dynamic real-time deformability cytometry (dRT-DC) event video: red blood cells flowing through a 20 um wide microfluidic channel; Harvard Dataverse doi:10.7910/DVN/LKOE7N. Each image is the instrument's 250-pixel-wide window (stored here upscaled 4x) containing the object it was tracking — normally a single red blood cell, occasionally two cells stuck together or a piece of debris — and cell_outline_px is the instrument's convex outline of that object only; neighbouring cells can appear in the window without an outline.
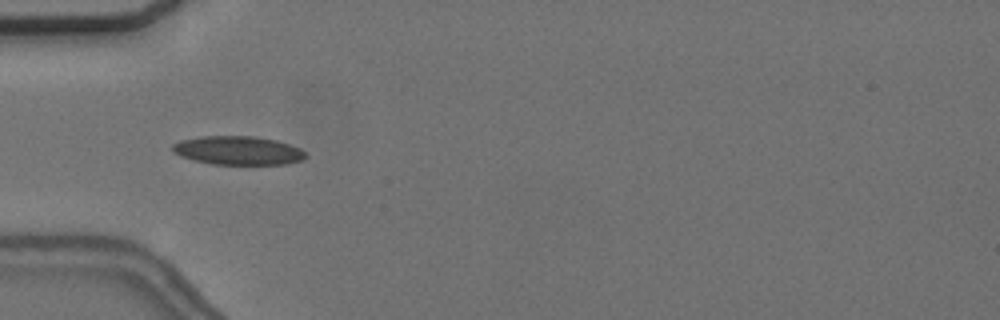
{"species": "common noctule bat (a hibernating species)", "species_latin": "Nyctalus noctula", "temperature_condition": "cold", "stored_images_in_passage": 3, "camera_frame_rate_fps": 3000, "um_per_image_px": 0.085, "animal": {"sex": "female", "body_mass_g": 24.6, "forearm_length_mm": 56.2}, "frame": {"image": 1, "passage_image": 3, "time_ms": 2.333, "image_size_px": [1000, 320], "cell_outline_px": [[308, 156], [300, 160], [284, 164], [212, 164], [192, 160], [180, 156], [172, 152], [172, 144], [180, 140], [200, 136], [256, 136], [276, 140], [300, 148]], "centroid_in_image_um": [20.18, 12.78], "position_along_channel_um": 64.8, "area_um2": 22.31}}